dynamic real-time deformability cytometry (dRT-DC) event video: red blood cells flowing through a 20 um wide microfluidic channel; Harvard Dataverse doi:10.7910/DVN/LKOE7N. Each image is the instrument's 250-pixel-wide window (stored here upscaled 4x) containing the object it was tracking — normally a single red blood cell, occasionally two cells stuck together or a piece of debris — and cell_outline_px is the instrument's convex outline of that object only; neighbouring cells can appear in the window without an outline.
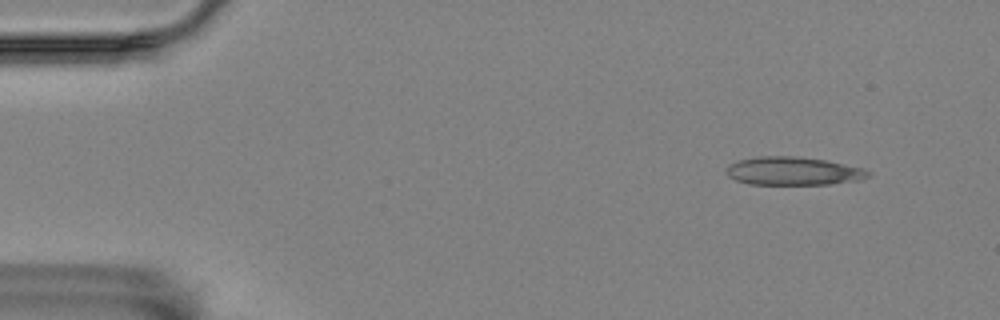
{"species": "Egyptian fruit bat (a non-hibernating species)", "species_latin": "Rousettus aegyptiacus", "temperature_condition": "room temperature", "stored_images_in_passage": 4, "camera_frame_rate_fps": 3000, "um_per_image_px": 0.085, "animal": {"sex": "female"}, "frame": {"image": 1, "passage_image": 1, "time_ms": 0.0, "image_size_px": [1000, 320], "cell_outline_px": [[872, 176], [860, 180], [828, 184], [748, 184], [736, 180], [728, 176], [728, 164], [736, 160], [756, 156], [796, 156], [824, 160], [864, 168], [872, 172]], "centroid_in_image_um": [67.44, 14.53], "position_along_channel_um": 17.6, "area_um2": 23.47}}